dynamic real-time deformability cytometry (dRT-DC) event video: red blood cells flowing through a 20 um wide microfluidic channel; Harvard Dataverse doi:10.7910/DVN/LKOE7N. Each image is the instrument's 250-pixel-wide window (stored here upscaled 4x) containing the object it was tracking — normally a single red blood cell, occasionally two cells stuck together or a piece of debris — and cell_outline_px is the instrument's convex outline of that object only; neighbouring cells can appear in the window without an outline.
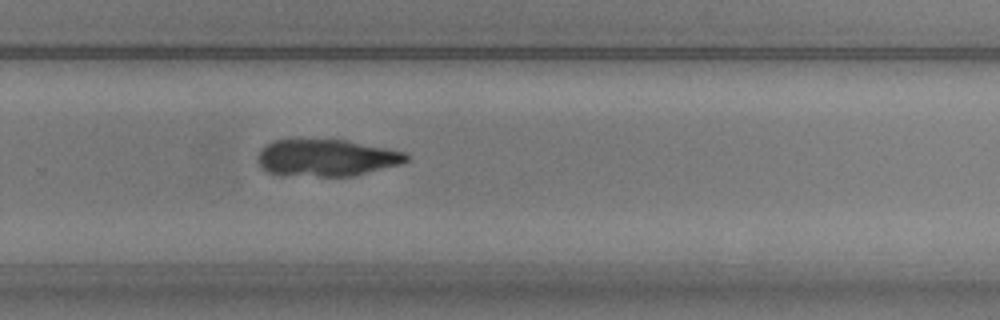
{"species": "common noctule bat (a hibernating species)", "species_latin": "Nyctalus noctula", "temperature_condition": "warm", "stored_images_in_passage": 39, "camera_frame_rate_fps": 3000, "um_per_image_px": 0.085, "animal": {"sex": "male", "body_mass_g": 20.5, "forearm_length_mm": 52.5}, "frame": {"image": 1, "passage_image": 21, "time_ms": 6.667, "image_size_px": [1000, 320], "cell_outline_px": [[408, 160], [400, 164], [352, 176], [280, 176], [264, 172], [256, 164], [256, 156], [260, 148], [264, 144], [272, 140], [348, 140], [404, 152], [408, 156]], "centroid_in_image_um": [27.61, 13.43], "position_along_channel_um": 302.2, "area_um2": 32.48}}
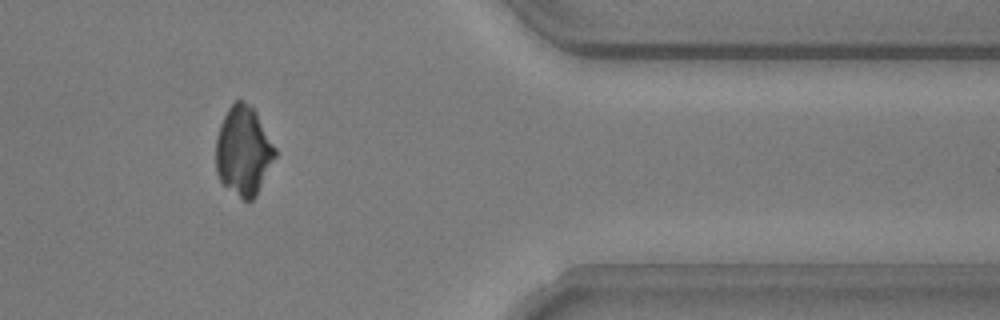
{"frame": {"image": 2, "passage_image": 30, "time_ms": 9.667, "image_size_px": [1000, 320], "cell_outline_px": [[276, 156], [256, 196], [252, 200], [244, 200], [224, 184], [220, 180], [216, 172], [216, 136], [220, 124], [228, 108], [236, 100], [244, 100], [256, 112], [276, 148]], "centroid_in_image_um": [20.69, 12.81], "position_along_channel_um": 390.7, "area_um2": 30.58}}
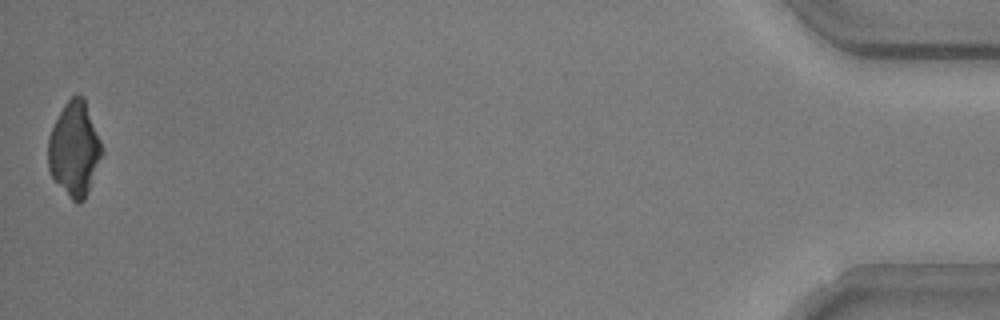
{"frame": {"image": 3, "passage_image": 39, "time_ms": 12.667, "image_size_px": [1000, 320], "cell_outline_px": [[104, 152], [88, 192], [84, 200], [80, 204], [76, 204], [68, 196], [52, 176], [48, 168], [48, 136], [64, 104], [76, 92], [84, 96], [104, 148]], "centroid_in_image_um": [6.35, 12.65], "position_along_channel_um": 428.8, "area_um2": 29.88}}